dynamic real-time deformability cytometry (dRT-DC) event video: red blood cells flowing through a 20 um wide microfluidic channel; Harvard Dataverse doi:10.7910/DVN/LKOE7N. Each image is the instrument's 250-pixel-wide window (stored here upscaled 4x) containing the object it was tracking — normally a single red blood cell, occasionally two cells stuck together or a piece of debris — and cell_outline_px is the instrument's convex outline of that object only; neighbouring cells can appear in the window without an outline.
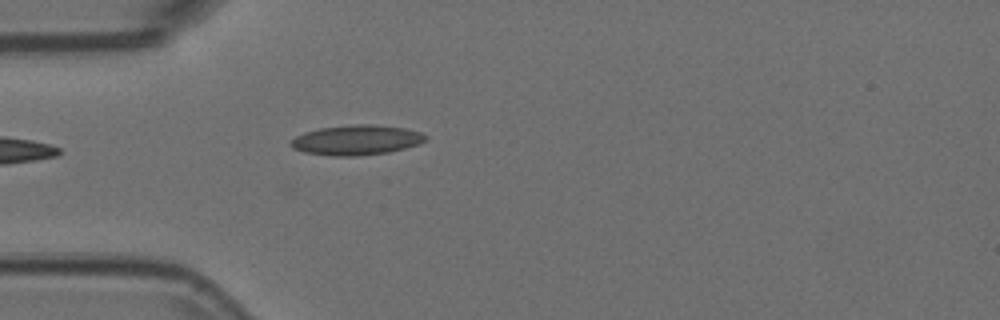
{"species": "Egyptian fruit bat (a non-hibernating species)", "species_latin": "Rousettus aegyptiacus", "temperature_condition": "room temperature", "stored_images_in_passage": 4, "camera_frame_rate_fps": 3000, "um_per_image_px": 0.085, "animal": {"sex": "female"}, "frame": {"image": 1, "passage_image": 4, "time_ms": 1.0, "image_size_px": [1000, 320], "cell_outline_px": [[428, 136], [420, 144], [388, 152], [356, 156], [332, 156], [304, 152], [292, 148], [288, 144], [296, 136], [304, 132], [320, 128], [352, 124], [372, 124], [404, 128], [420, 132]], "centroid_in_image_um": [30.27, 11.9], "position_along_channel_um": 54.7, "area_um2": 23.52}}